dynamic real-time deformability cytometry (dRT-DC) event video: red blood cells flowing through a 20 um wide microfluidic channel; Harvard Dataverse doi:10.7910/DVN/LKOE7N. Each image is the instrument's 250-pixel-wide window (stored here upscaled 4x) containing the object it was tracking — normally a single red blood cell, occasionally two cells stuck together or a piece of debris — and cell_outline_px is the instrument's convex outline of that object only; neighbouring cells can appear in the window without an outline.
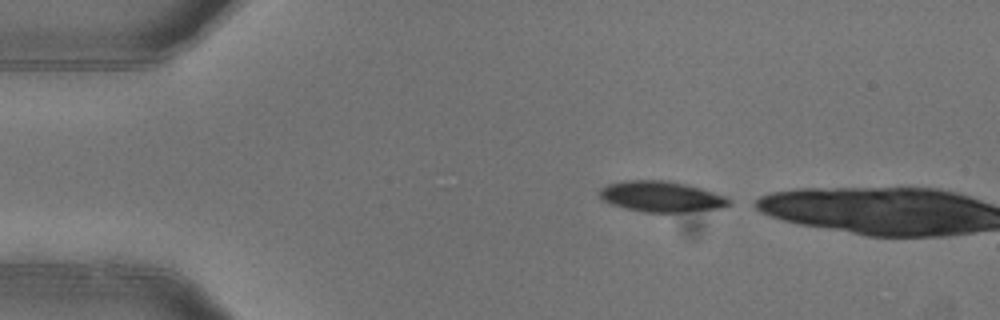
{"species": "common noctule bat (a hibernating species)", "species_latin": "Nyctalus noctula", "temperature_condition": "warm", "stored_images_in_passage": 2, "camera_frame_rate_fps": 3000, "um_per_image_px": 0.085, "animal": {"sex": "female"}, "frame": {"image": 1, "passage_image": 1, "time_ms": 0.0, "image_size_px": [1000, 320], "cell_outline_px": [[732, 204], [720, 208], [684, 212], [644, 212], [624, 208], [600, 200], [596, 192], [600, 188], [608, 184], [624, 180], [664, 180], [688, 184], [724, 196], [732, 200]], "centroid_in_image_um": [56.15, 16.7], "position_along_channel_um": 28.8, "area_um2": 23.41}}